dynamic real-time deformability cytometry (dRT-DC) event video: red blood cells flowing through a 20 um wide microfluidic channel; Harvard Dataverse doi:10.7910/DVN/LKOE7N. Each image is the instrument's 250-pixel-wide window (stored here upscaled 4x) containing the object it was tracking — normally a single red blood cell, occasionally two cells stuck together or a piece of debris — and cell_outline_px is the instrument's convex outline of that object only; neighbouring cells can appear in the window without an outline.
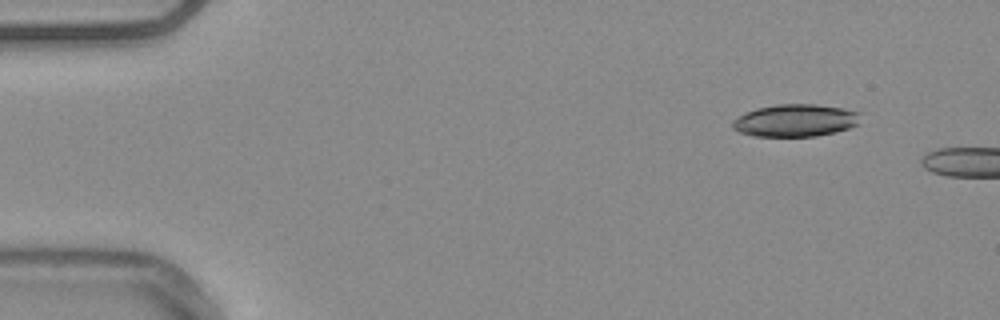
{"species": "common noctule bat (a hibernating species)", "species_latin": "Nyctalus noctula", "temperature_condition": "warm", "stored_images_in_passage": 10, "camera_frame_rate_fps": 3000, "um_per_image_px": 0.085, "animal": {"sex": "male", "body_mass_g": 20.4}, "frame": {"image": 1, "passage_image": 1, "time_ms": 0.0, "image_size_px": [1000, 320], "cell_outline_px": [[860, 124], [848, 128], [816, 136], [752, 136], [740, 132], [732, 128], [732, 120], [756, 108], [776, 104], [816, 104], [844, 108], [860, 112]], "centroid_in_image_um": [67.62, 10.23], "position_along_channel_um": 17.4, "area_um2": 24.16}}